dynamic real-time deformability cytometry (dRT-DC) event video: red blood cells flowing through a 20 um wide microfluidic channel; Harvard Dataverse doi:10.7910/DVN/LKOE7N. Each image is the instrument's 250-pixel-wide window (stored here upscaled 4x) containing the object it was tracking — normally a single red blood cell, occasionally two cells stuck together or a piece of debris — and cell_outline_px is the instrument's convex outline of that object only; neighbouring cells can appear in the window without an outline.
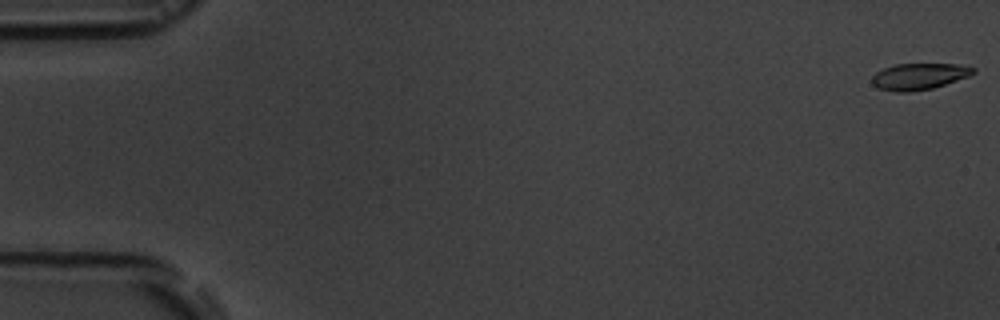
{"species": "common noctule bat (a hibernating species)", "species_latin": "Nyctalus noctula", "temperature_condition": "room temperature", "stored_images_in_passage": 6, "camera_frame_rate_fps": 3000, "um_per_image_px": 0.085, "animal": {"sex": "male", "body_mass_g": 19.5, "forearm_length_mm": 54.6}, "frame": {"image": 1, "passage_image": 1, "time_ms": 0.0, "image_size_px": [1000, 320], "cell_outline_px": [[976, 72], [968, 76], [932, 88], [908, 92], [892, 92], [876, 88], [872, 84], [872, 76], [876, 72], [884, 68], [896, 64], [956, 64], [976, 68]], "centroid_in_image_um": [78.07, 6.5], "position_along_channel_um": 6.9, "area_um2": 15.55}}
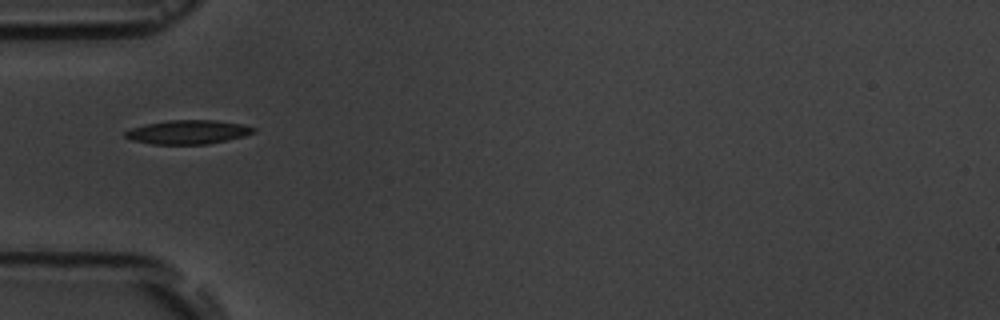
{"frame": {"image": 2, "passage_image": 5, "time_ms": 6.0, "image_size_px": [1000, 320], "cell_outline_px": [[256, 132], [244, 136], [208, 144], [152, 144], [132, 140], [124, 136], [124, 132], [132, 128], [144, 124], [168, 120], [212, 120], [240, 124], [256, 128]], "centroid_in_image_um": [15.96, 11.22], "position_along_channel_um": 69.0, "area_um2": 17.8}}
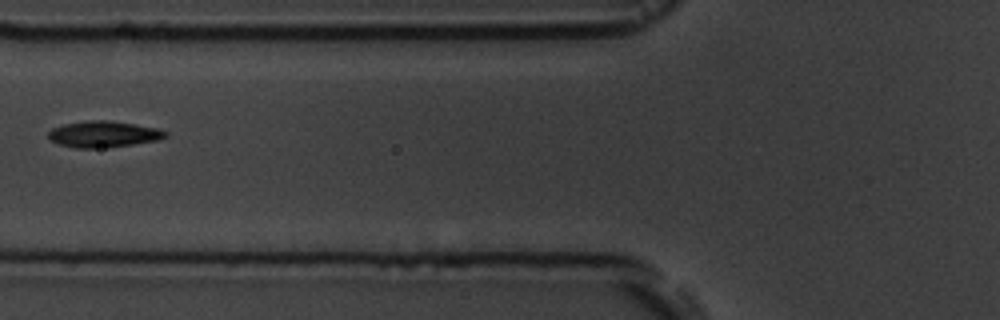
{"frame": {"image": 3, "passage_image": 6, "time_ms": 7.333, "image_size_px": [1000, 320], "cell_outline_px": [[168, 136], [156, 140], [132, 144], [92, 148], [76, 148], [60, 144], [52, 140], [48, 136], [48, 132], [52, 128], [64, 124], [88, 120], [108, 120], [136, 124], [156, 128], [168, 132]], "centroid_in_image_um": [8.79, 11.39], "position_along_channel_um": 117.0, "area_um2": 17.63}}